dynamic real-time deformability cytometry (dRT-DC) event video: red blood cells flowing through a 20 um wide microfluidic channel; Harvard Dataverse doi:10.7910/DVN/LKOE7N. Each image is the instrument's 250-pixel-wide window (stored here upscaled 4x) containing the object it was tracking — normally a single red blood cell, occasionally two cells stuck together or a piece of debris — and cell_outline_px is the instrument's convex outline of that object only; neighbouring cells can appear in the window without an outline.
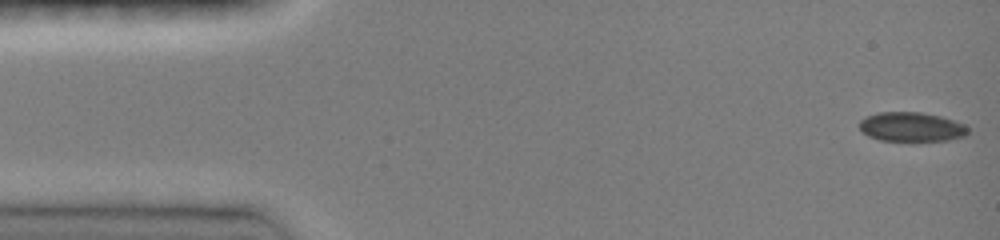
{"species": "common noctule bat (a hibernating species)", "species_latin": "Nyctalus noctula", "temperature_condition": "room temperature", "stored_images_in_passage": 41, "camera_frame_rate_fps": 3000, "um_per_image_px": 0.085, "animal": {"sex": "female", "body_mass_g": 19.0, "forearm_length_mm": 51.5}, "frame": {"image": 1, "passage_image": 1, "time_ms": 0.0, "image_size_px": [1000, 240], "cell_outline_px": [[968, 132], [964, 136], [948, 140], [912, 144], [908, 144], [880, 140], [868, 136], [860, 128], [860, 120], [876, 112], [920, 112], [940, 116], [964, 124], [968, 128]], "centroid_in_image_um": [77.47, 10.84], "position_along_channel_um": 7.5, "area_um2": 19.31}}
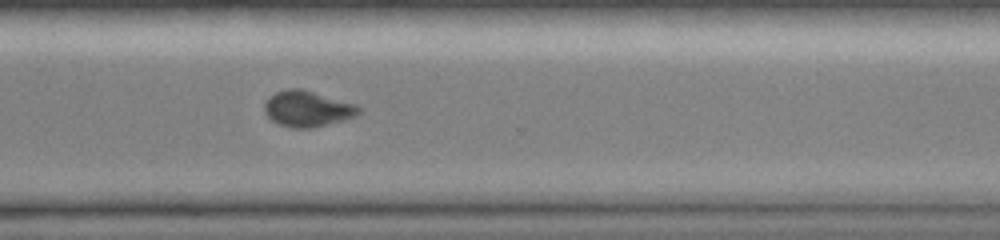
{"frame": {"image": 2, "passage_image": 30, "time_ms": 11.0, "image_size_px": [1000, 240], "cell_outline_px": [[360, 112], [356, 116], [344, 120], [312, 128], [292, 128], [280, 124], [272, 120], [264, 112], [264, 104], [268, 96], [276, 92], [288, 88], [300, 88], [356, 104], [360, 108]], "centroid_in_image_um": [26.12, 9.24], "position_along_channel_um": 344.5, "area_um2": 19.71}}
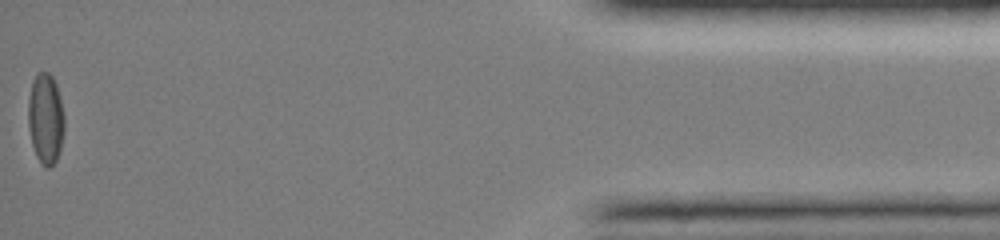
{"frame": {"image": 3, "passage_image": 41, "time_ms": 15.0, "image_size_px": [1000, 240], "cell_outline_px": [[64, 132], [60, 148], [56, 160], [48, 168], [44, 168], [40, 164], [36, 156], [32, 144], [28, 124], [28, 100], [32, 80], [36, 72], [48, 72], [52, 76], [56, 84], [60, 96], [64, 116]], "centroid_in_image_um": [3.87, 10.07], "position_along_channel_um": 431.3, "area_um2": 19.31}, "authors_computed_cell_mechanics": {"area_um2": 19.5942, "velocity_mm_per_s": 4.1423, "shape_relaxation_time_tau1_ms": null, "shape_relaxation_time_tau2_ms": 1.78, "deformation_change_tau1": null, "deformation_change_tau2": 0.0404}}